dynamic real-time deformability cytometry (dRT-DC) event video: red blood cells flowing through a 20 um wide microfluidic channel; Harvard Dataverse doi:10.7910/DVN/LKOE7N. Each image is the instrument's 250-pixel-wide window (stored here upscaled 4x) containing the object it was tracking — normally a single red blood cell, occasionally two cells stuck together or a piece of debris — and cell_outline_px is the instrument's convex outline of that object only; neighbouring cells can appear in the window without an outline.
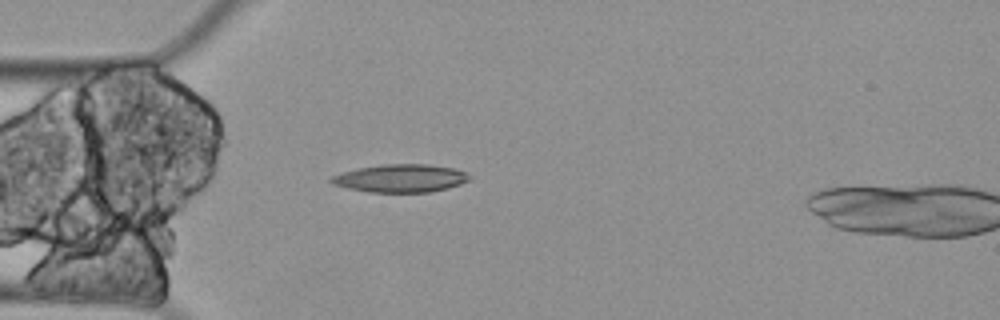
{"species": "Egyptian fruit bat (a non-hibernating species)", "species_latin": "Rousettus aegyptiacus", "temperature_condition": "cold", "stored_images_in_passage": 3, "camera_frame_rate_fps": 3000, "um_per_image_px": 0.085, "animal": {"sex": "female"}, "frame": {"image": 1, "passage_image": 2, "time_ms": 0.333, "image_size_px": [1000, 320], "cell_outline_px": [[472, 176], [468, 180], [460, 184], [448, 188], [428, 192], [368, 192], [348, 188], [336, 184], [328, 180], [332, 176], [344, 172], [360, 168], [384, 164], [428, 164], [452, 168], [464, 172]], "centroid_in_image_um": [34.07, 15.15], "position_along_channel_um": 50.9, "area_um2": 22.2}}